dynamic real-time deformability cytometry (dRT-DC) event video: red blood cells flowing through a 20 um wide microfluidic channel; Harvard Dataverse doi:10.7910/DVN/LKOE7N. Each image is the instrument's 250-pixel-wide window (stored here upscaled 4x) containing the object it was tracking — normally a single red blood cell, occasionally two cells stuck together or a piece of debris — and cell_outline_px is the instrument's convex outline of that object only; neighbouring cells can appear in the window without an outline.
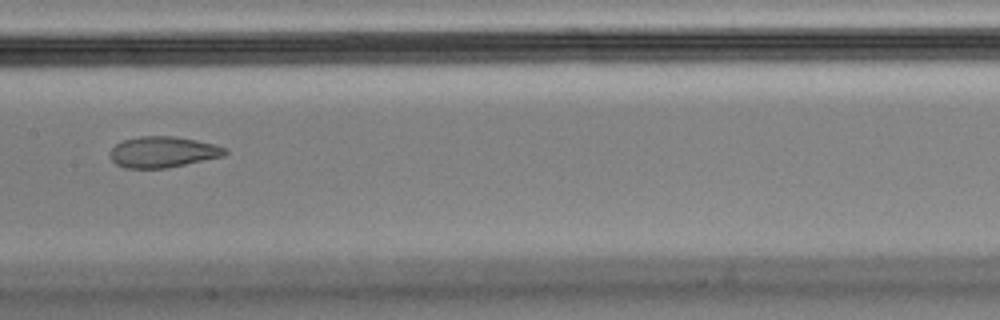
{"species": "Egyptian fruit bat (a non-hibernating species)", "species_latin": "Rousettus aegyptiacus", "temperature_condition": "cold", "stored_images_in_passage": 11, "camera_frame_rate_fps": 3000, "um_per_image_px": 0.085, "animal": {"sex": "male"}, "frame": {"image": 1, "passage_image": 4, "time_ms": 1.0, "image_size_px": [1000, 320], "cell_outline_px": [[228, 152], [224, 156], [164, 168], [124, 168], [116, 164], [112, 160], [108, 152], [116, 144], [124, 140], [140, 136], [176, 136], [196, 140], [228, 148]], "centroid_in_image_um": [13.83, 12.91], "position_along_channel_um": 193.6, "area_um2": 20.69}}
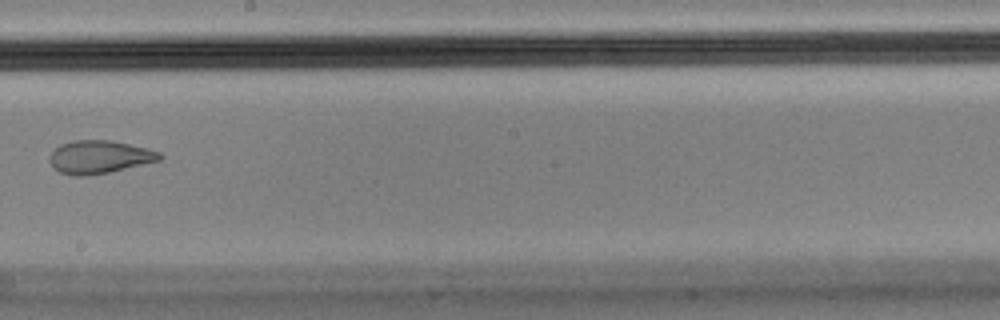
{"frame": {"image": 2, "passage_image": 5, "time_ms": 1.333, "image_size_px": [1000, 320], "cell_outline_px": [[164, 156], [160, 160], [108, 172], [88, 176], [76, 176], [60, 172], [48, 160], [48, 156], [60, 144], [72, 140], [112, 140], [148, 148], [160, 152]], "centroid_in_image_um": [8.45, 13.33], "position_along_channel_um": 239.8, "area_um2": 21.15}}